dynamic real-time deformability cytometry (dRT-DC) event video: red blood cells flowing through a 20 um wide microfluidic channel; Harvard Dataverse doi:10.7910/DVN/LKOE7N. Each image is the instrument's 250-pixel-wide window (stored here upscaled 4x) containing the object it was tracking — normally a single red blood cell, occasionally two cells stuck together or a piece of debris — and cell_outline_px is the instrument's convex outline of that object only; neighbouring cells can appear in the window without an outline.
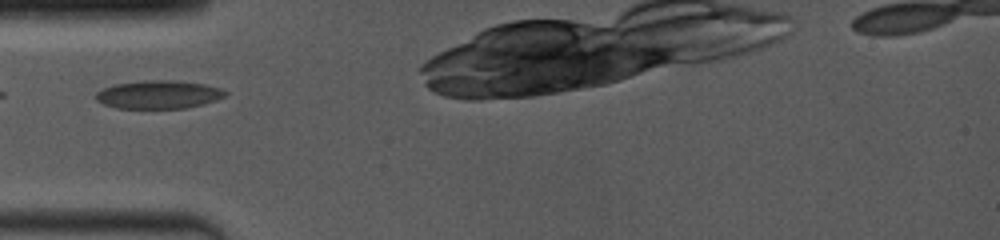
{"species": "common noctule bat (a hibernating species)", "species_latin": "Nyctalus noctula", "temperature_condition": "room temperature", "stored_images_in_passage": 2, "camera_frame_rate_fps": 4000, "um_per_image_px": 0.085, "animal": {"sex": "female", "body_mass_g": 19.0, "forearm_length_mm": 53.3}, "frame": {"image": 1, "passage_image": 1, "time_ms": 0.0, "image_size_px": [1000, 240], "cell_outline_px": [[228, 96], [204, 104], [188, 108], [116, 108], [104, 104], [96, 100], [96, 92], [104, 88], [116, 84], [152, 80], [172, 80], [204, 84], [220, 88], [228, 92]], "centroid_in_image_um": [13.53, 8.04], "position_along_channel_um": 71.5, "area_um2": 21.21}}